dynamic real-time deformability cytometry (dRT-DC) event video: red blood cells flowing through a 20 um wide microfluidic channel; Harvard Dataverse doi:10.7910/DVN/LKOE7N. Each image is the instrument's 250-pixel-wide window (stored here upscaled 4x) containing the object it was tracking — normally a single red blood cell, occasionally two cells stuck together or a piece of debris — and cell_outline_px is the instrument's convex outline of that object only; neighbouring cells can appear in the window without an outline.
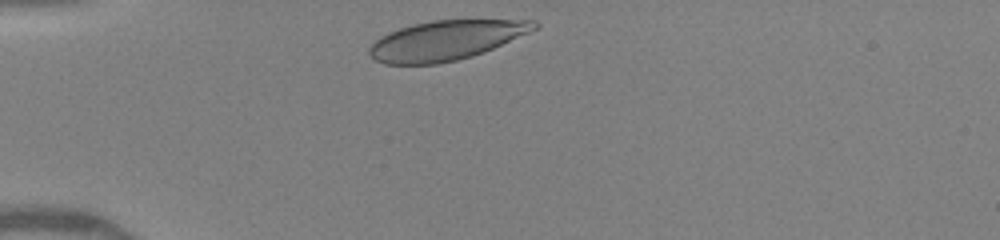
{"species": "human", "species_latin": "Homo sapiens", "temperature_condition": "warm", "stored_images_in_passage": 30, "camera_frame_rate_fps": 3000, "um_per_image_px": 0.085, "donor": {"sex": "female"}, "frame": {"image": 1, "passage_image": 1, "time_ms": 0.0, "image_size_px": [1000, 240], "cell_outline_px": [[540, 24], [536, 28], [528, 32], [484, 52], [472, 56], [456, 60], [436, 64], [384, 64], [376, 60], [368, 52], [368, 48], [380, 36], [388, 32], [412, 24], [432, 20], [536, 20]], "centroid_in_image_um": [37.87, 3.42], "position_along_channel_um": 47.1, "area_um2": 37.74}}
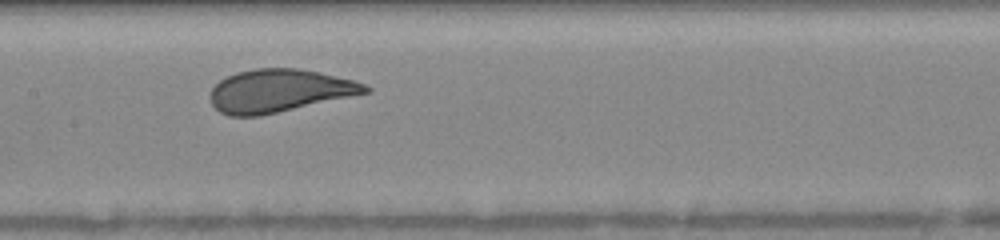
{"frame": {"image": 2, "passage_image": 13, "time_ms": 4.0, "image_size_px": [1000, 240], "cell_outline_px": [[372, 92], [260, 116], [228, 116], [220, 112], [212, 104], [208, 96], [212, 88], [220, 80], [236, 72], [256, 68], [300, 68], [320, 72], [352, 80], [364, 84], [372, 88]], "centroid_in_image_um": [23.73, 7.72], "position_along_channel_um": 183.7, "area_um2": 38.9}}
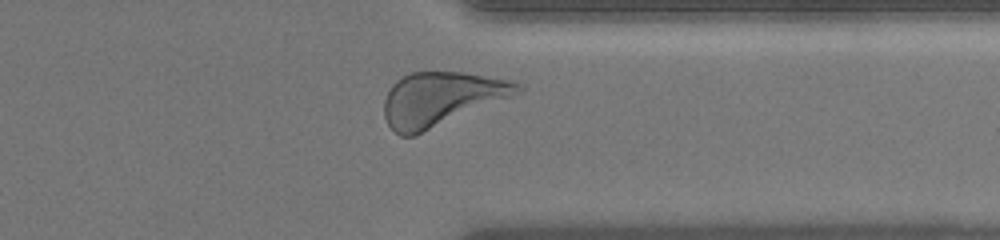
{"frame": {"image": 3, "passage_image": 27, "time_ms": 8.667, "image_size_px": [1000, 240], "cell_outline_px": [[524, 88], [520, 92], [512, 96], [416, 136], [400, 136], [388, 124], [384, 116], [384, 100], [392, 84], [396, 80], [412, 72], [464, 72], [508, 80], [520, 84]], "centroid_in_image_um": [37.47, 8.42], "position_along_channel_um": 373.9, "area_um2": 41.67}, "authors_computed_cell_mechanics": {"area_um2": 39.2462, "velocity_mm_per_s": 4.0844, "shape_relaxation_time_tau1_ms": 2.7146, "shape_relaxation_time_tau2_ms": null, "deformation_change_tau1": 0.1319, "deformation_change_tau2": null}}